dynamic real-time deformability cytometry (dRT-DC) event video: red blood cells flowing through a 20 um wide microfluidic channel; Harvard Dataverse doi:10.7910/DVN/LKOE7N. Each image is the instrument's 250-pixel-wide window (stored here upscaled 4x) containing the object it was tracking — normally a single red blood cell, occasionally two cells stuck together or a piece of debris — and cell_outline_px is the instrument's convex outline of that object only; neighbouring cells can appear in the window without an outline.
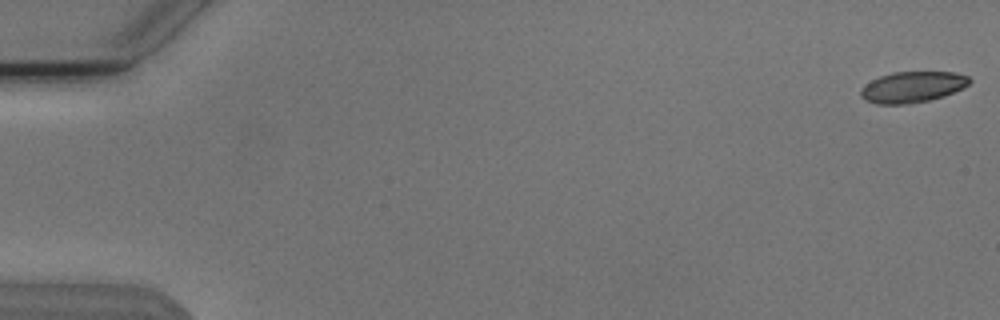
{"species": "Egyptian fruit bat (a non-hibernating species)", "species_latin": "Rousettus aegyptiacus", "temperature_condition": "cold", "stored_images_in_passage": 54, "camera_frame_rate_fps": 3000, "um_per_image_px": 0.085, "animal": {"sex": "male"}, "frame": {"image": 1, "passage_image": 1, "time_ms": 0.0, "image_size_px": [1000, 320], "cell_outline_px": [[972, 80], [964, 88], [944, 96], [928, 100], [908, 104], [876, 104], [864, 100], [860, 96], [860, 88], [864, 84], [880, 76], [892, 72], [956, 72], [968, 76]], "centroid_in_image_um": [77.54, 7.39], "position_along_channel_um": 7.5, "area_um2": 19.83}}
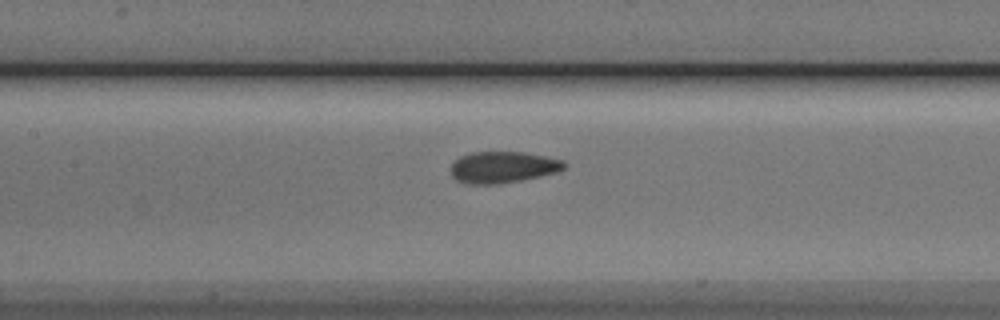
{"frame": {"image": 2, "passage_image": 26, "time_ms": 8.333, "image_size_px": [1000, 320], "cell_outline_px": [[568, 164], [564, 168], [556, 172], [540, 176], [520, 180], [496, 184], [468, 184], [456, 180], [452, 176], [452, 164], [460, 156], [472, 152], [524, 152], [564, 160]], "centroid_in_image_um": [42.75, 14.21], "position_along_channel_um": 164.6, "area_um2": 20.69}}
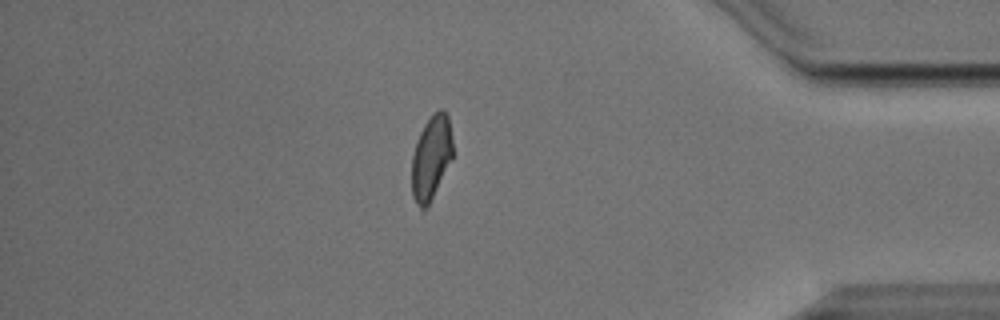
{"frame": {"image": 3, "passage_image": 47, "time_ms": 15.333, "image_size_px": [1000, 320], "cell_outline_px": [[452, 160], [428, 208], [424, 212], [416, 204], [412, 196], [412, 156], [416, 140], [424, 124], [432, 112], [440, 108], [444, 108], [448, 116], [452, 140]], "centroid_in_image_um": [36.65, 13.42], "position_along_channel_um": 398.6, "area_um2": 20.63}, "authors_computed_cell_mechanics": {"area_um2": 20.6635, "velocity_mm_per_s": 3.8022, "shape_relaxation_time_tau1_ms": 7.9147, "shape_relaxation_time_tau2_ms": 1.3275, "deformation_change_tau1": 0.1733, "deformation_change_tau2": 0.0503}}